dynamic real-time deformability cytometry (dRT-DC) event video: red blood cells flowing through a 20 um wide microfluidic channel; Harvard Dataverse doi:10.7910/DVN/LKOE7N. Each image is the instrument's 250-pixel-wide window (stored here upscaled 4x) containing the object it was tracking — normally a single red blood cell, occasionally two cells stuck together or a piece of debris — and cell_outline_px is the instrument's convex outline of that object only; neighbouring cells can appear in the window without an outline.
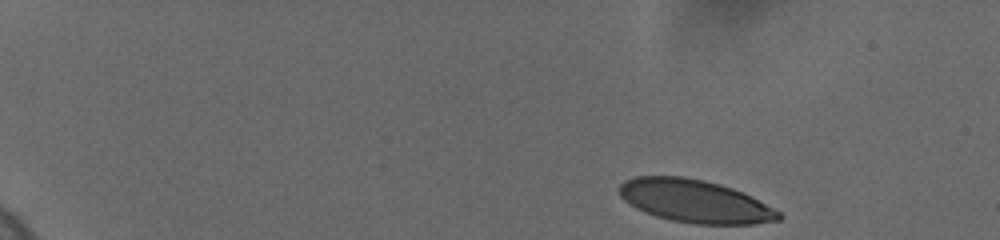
{"species": "human", "species_latin": "Homo sapiens", "temperature_condition": "cold", "stored_images_in_passage": 30, "camera_frame_rate_fps": 3000, "um_per_image_px": 0.085, "donor": {"sex": "female"}, "frame": {"image": 1, "passage_image": 1, "time_ms": 0.0, "image_size_px": [1000, 240], "cell_outline_px": [[784, 216], [780, 220], [756, 224], [696, 224], [672, 220], [656, 216], [644, 212], [628, 204], [620, 196], [616, 188], [624, 180], [636, 176], [684, 176], [704, 180], [720, 184], [732, 188], [780, 212]], "centroid_in_image_um": [59.0, 17.09], "position_along_channel_um": 26.0, "area_um2": 39.77}}
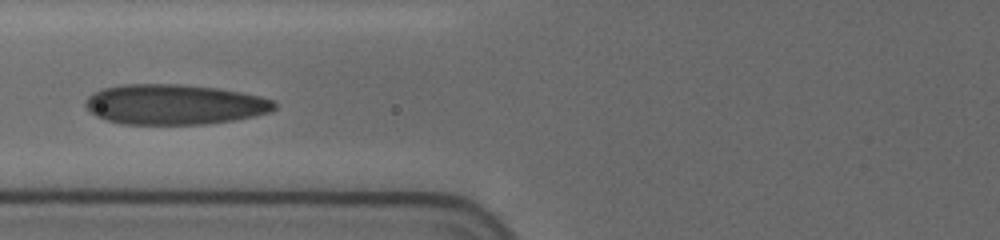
{"frame": {"image": 2, "passage_image": 22, "time_ms": 6.0, "image_size_px": [1000, 240], "cell_outline_px": [[276, 108], [272, 112], [232, 120], [204, 124], [124, 124], [108, 120], [96, 116], [84, 104], [84, 100], [92, 92], [104, 88], [124, 84], [180, 84], [220, 88], [260, 96], [276, 100]], "centroid_in_image_um": [14.84, 8.87], "position_along_channel_um": 111.0, "area_um2": 44.39}}
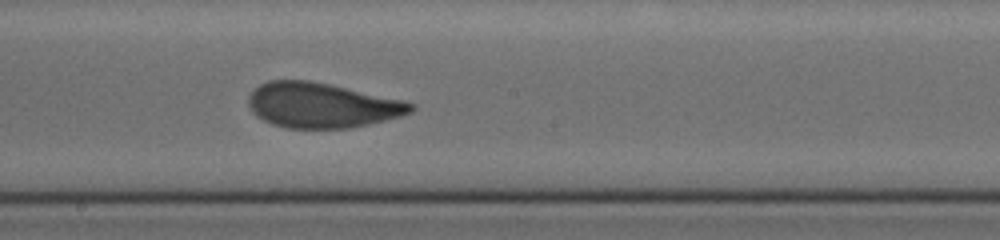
{"frame": {"image": 3, "passage_image": 30, "time_ms": 9.0, "image_size_px": [1000, 240], "cell_outline_px": [[416, 108], [412, 112], [400, 116], [352, 128], [288, 128], [272, 124], [256, 116], [252, 112], [248, 104], [248, 96], [260, 84], [268, 80], [308, 80], [328, 84], [404, 100], [416, 104]], "centroid_in_image_um": [27.35, 8.95], "position_along_channel_um": 220.8, "area_um2": 42.54}}